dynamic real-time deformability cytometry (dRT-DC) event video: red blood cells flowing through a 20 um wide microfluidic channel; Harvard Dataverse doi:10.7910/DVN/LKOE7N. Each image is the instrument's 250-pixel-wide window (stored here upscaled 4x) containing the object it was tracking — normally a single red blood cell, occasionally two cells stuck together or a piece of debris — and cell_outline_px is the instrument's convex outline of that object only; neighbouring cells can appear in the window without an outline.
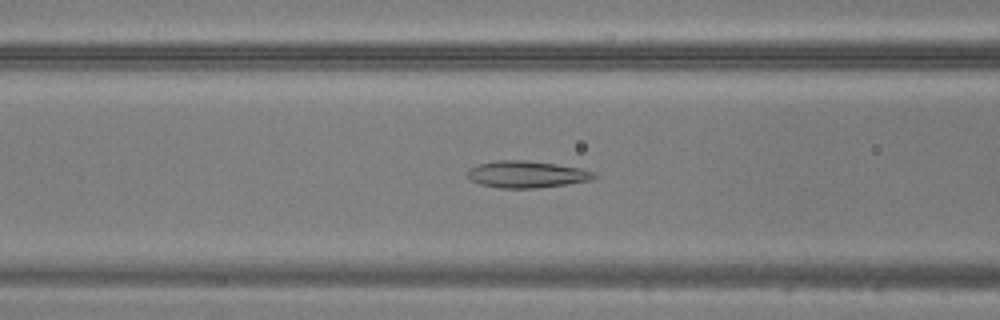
{"species": "common noctule bat (a hibernating species)", "species_latin": "Nyctalus noctula", "temperature_condition": "warm", "stored_images_in_passage": 48, "camera_frame_rate_fps": 3000, "um_per_image_px": 0.085, "animal": {"sex": "male", "body_mass_g": 20.5, "forearm_length_mm": 52.5}, "frame": {"image": 1, "passage_image": 20, "time_ms": 6.333, "image_size_px": [1000, 320], "cell_outline_px": [[596, 176], [592, 180], [568, 184], [536, 188], [500, 188], [480, 184], [472, 180], [468, 176], [468, 168], [480, 164], [496, 160], [524, 160], [556, 164], [580, 168], [592, 172]], "centroid_in_image_um": [44.76, 14.82], "position_along_channel_um": 121.8, "area_um2": 19.65}}
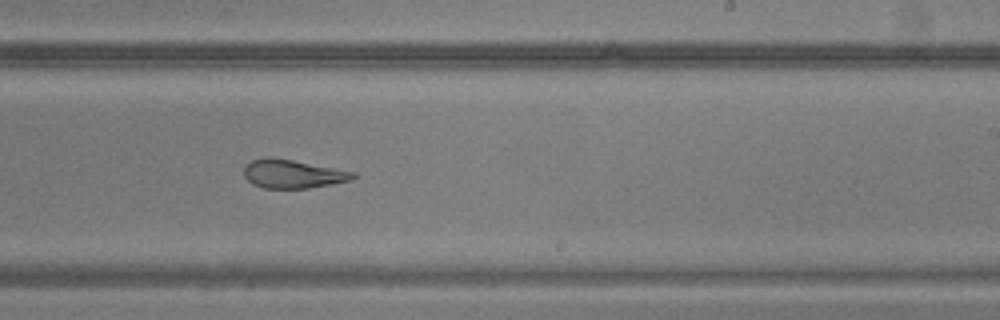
{"frame": {"image": 2, "passage_image": 30, "time_ms": 9.667, "image_size_px": [1000, 320], "cell_outline_px": [[356, 176], [352, 180], [332, 184], [308, 188], [264, 188], [252, 184], [244, 176], [244, 168], [252, 160], [264, 156], [272, 156], [356, 172]], "centroid_in_image_um": [24.88, 14.77], "position_along_channel_um": 264.1, "area_um2": 18.26}}
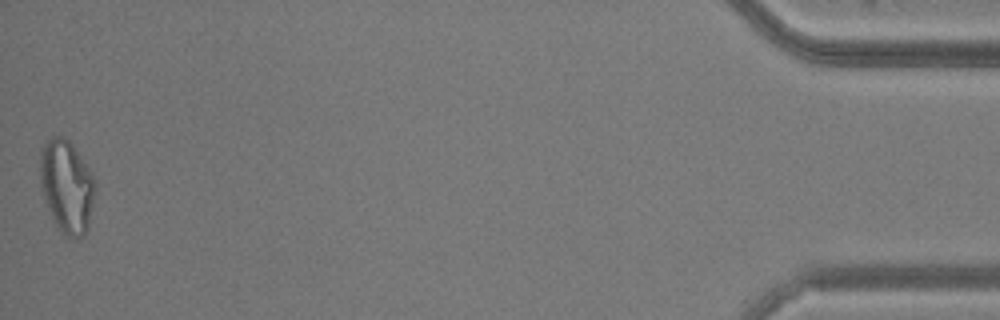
{"frame": {"image": 3, "passage_image": 48, "time_ms": 15.667, "image_size_px": [1000, 320], "cell_outline_px": [[96, 188], [88, 228], [84, 236], [64, 236], [60, 232], [48, 208], [40, 184], [40, 148], [52, 136], [64, 136], [72, 144], [92, 172], [96, 180]], "centroid_in_image_um": [5.68, 15.82], "position_along_channel_um": 429.5, "area_um2": 29.88}}